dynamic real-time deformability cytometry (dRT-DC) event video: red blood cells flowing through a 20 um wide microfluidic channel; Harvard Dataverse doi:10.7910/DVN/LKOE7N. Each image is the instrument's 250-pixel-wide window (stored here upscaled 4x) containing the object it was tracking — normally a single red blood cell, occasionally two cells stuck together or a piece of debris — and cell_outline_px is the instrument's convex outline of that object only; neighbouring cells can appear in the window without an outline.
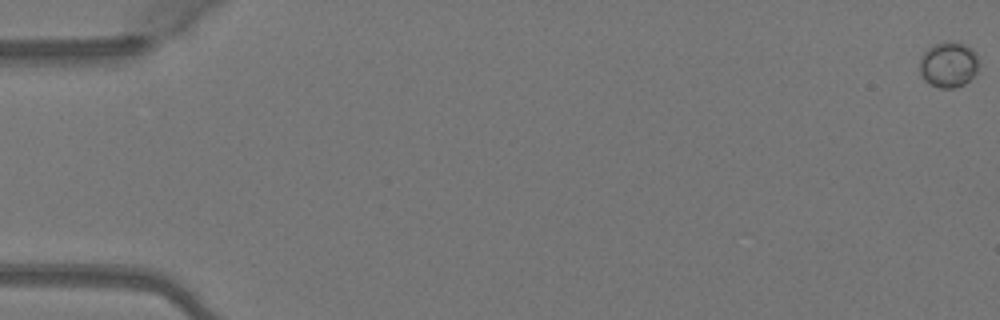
{"species": "Egyptian fruit bat (a non-hibernating species)", "species_latin": "Rousettus aegyptiacus", "temperature_condition": "warm", "stored_images_in_passage": 12, "camera_frame_rate_fps": 3000, "um_per_image_px": 0.085, "animal": {"sex": "female"}, "frame": {"image": 1, "passage_image": 1, "time_ms": 0.0, "image_size_px": [1000, 320], "cell_outline_px": [[980, 64], [976, 72], [964, 84], [952, 88], [940, 88], [924, 80], [920, 72], [920, 56], [928, 48], [944, 40], [956, 40], [972, 48], [976, 52]], "centroid_in_image_um": [80.64, 5.45], "position_along_channel_um": 4.4, "area_um2": 15.95}}